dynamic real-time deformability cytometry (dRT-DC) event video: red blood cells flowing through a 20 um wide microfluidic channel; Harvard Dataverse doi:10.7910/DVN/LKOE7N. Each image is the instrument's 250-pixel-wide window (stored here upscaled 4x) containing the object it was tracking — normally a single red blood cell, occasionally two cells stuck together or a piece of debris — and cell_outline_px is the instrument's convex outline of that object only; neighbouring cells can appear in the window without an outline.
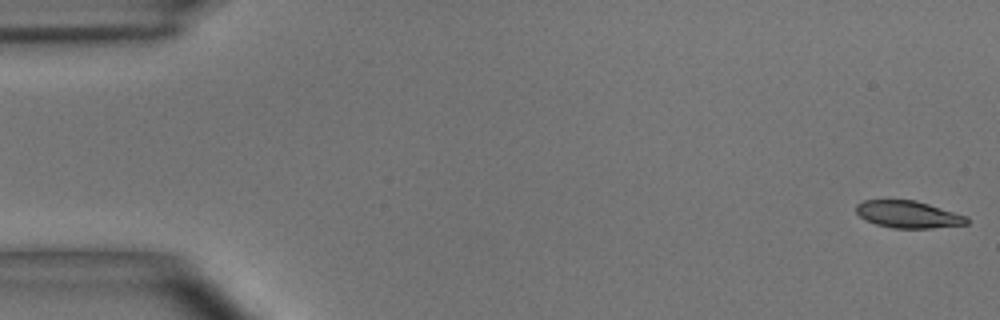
{"species": "common noctule bat (a hibernating species)", "species_latin": "Nyctalus noctula", "temperature_condition": "room temperature", "stored_images_in_passage": 54, "camera_frame_rate_fps": 3000, "um_per_image_px": 0.085, "animal": {"sex": "male", "body_mass_g": 15.6}, "frame": {"image": 1, "passage_image": 1, "time_ms": 0.0, "image_size_px": [1000, 320], "cell_outline_px": [[968, 224], [928, 228], [892, 228], [876, 224], [864, 220], [856, 212], [856, 204], [864, 200], [916, 200], [968, 216]], "centroid_in_image_um": [77.18, 18.22], "position_along_channel_um": 7.8, "area_um2": 17.51}}
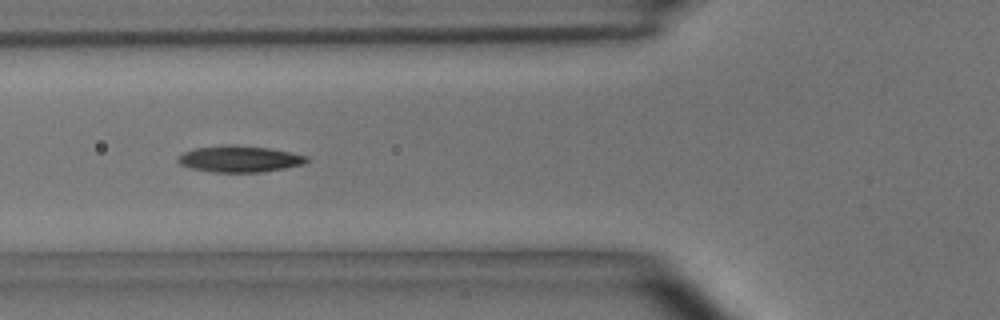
{"frame": {"image": 2, "passage_image": 20, "time_ms": 6.333, "image_size_px": [1000, 320], "cell_outline_px": [[308, 160], [304, 164], [284, 168], [260, 172], [212, 172], [192, 168], [180, 164], [176, 160], [184, 152], [196, 148], [228, 144], [268, 148], [308, 156]], "centroid_in_image_um": [20.35, 13.51], "position_along_channel_um": 105.4, "area_um2": 19.54}}
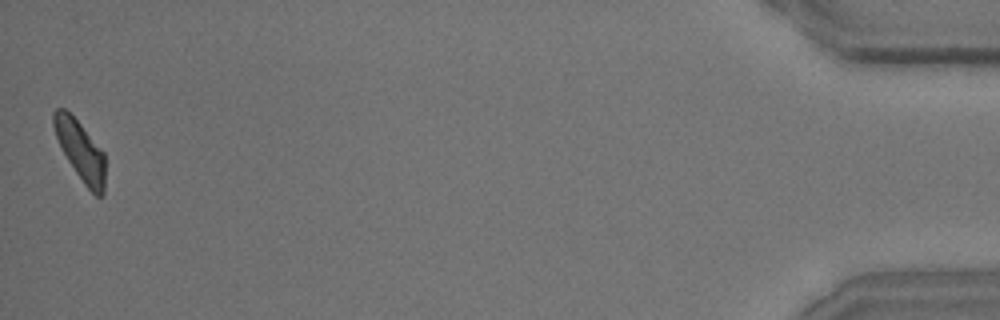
{"frame": {"image": 3, "passage_image": 54, "time_ms": 17.667, "image_size_px": [1000, 320], "cell_outline_px": [[104, 192], [100, 196], [96, 196], [84, 184], [68, 160], [56, 136], [52, 124], [52, 112], [56, 108], [64, 108], [80, 124], [104, 152]], "centroid_in_image_um": [6.82, 12.78], "position_along_channel_um": 428.4, "area_um2": 17.46}, "authors_computed_cell_mechanics": {"area_um2": 18.8428, "velocity_mm_per_s": 3.6505, "shape_relaxation_time_tau1_ms": 5.5778, "shape_relaxation_time_tau2_ms": 8.3296, "deformation_change_tau1": 0.1707, "deformation_change_tau2": 0.1396}}